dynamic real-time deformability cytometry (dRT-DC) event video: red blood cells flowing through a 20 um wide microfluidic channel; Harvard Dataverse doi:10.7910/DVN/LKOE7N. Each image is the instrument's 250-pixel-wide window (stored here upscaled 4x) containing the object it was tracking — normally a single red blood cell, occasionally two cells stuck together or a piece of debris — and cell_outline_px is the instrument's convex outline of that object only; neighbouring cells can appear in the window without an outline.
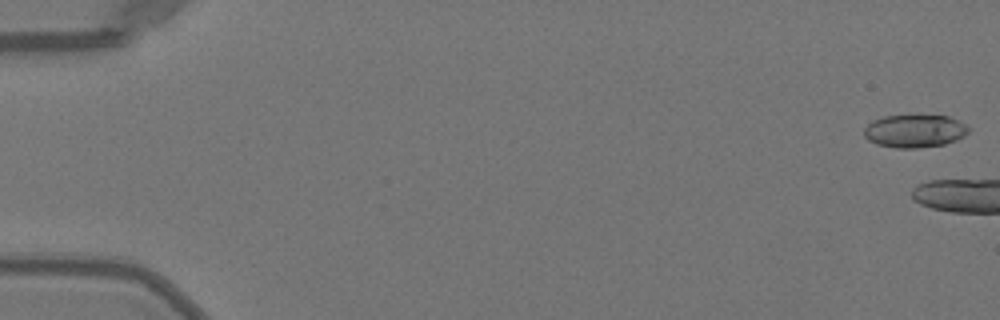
{"species": "Egyptian fruit bat (a non-hibernating species)", "species_latin": "Rousettus aegyptiacus", "temperature_condition": "warm", "stored_images_in_passage": 5, "camera_frame_rate_fps": 3000, "um_per_image_px": 0.085, "animal": {"sex": "female"}, "frame": {"image": 1, "passage_image": 1, "time_ms": 0.0, "image_size_px": [1000, 320], "cell_outline_px": [[968, 132], [964, 136], [956, 140], [944, 144], [916, 148], [896, 148], [876, 144], [868, 140], [864, 136], [864, 128], [872, 120], [884, 116], [948, 116], [964, 124], [968, 128]], "centroid_in_image_um": [77.7, 11.15], "position_along_channel_um": 7.3, "area_um2": 19.83}}